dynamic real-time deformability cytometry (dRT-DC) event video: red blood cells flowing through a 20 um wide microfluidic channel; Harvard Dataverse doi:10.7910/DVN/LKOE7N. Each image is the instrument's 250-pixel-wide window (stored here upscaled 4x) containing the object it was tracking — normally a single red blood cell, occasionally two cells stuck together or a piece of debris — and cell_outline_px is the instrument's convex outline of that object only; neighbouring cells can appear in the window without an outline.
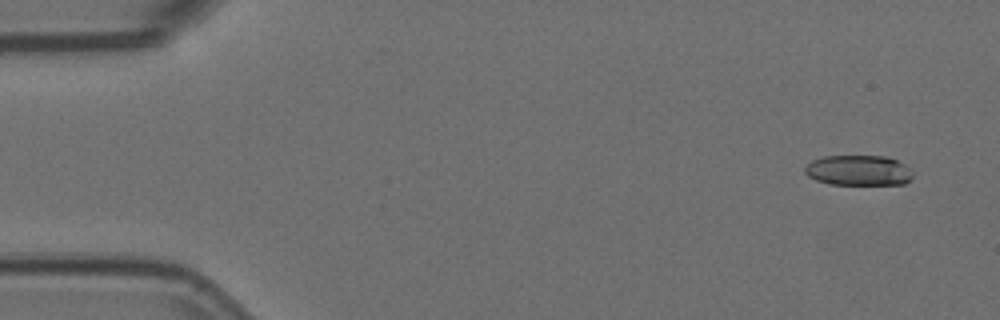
{"species": "Egyptian fruit bat (a non-hibernating species)", "species_latin": "Rousettus aegyptiacus", "temperature_condition": "room temperature", "stored_images_in_passage": 57, "camera_frame_rate_fps": 3000, "um_per_image_px": 0.085, "animal": {"sex": "female"}, "frame": {"image": 1, "passage_image": 4, "time_ms": 1.0, "image_size_px": [1000, 320], "cell_outline_px": [[912, 180], [904, 184], [828, 184], [816, 180], [808, 176], [804, 172], [804, 168], [812, 160], [824, 156], [884, 156], [896, 160], [904, 164], [912, 172]], "centroid_in_image_um": [72.96, 14.49], "position_along_channel_um": 12.0, "area_um2": 19.07}}
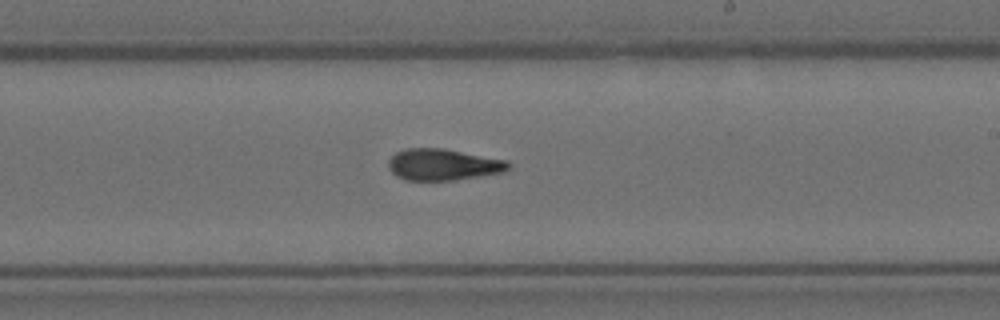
{"frame": {"image": 2, "passage_image": 34, "time_ms": 11.0, "image_size_px": [1000, 320], "cell_outline_px": [[508, 168], [504, 172], [452, 180], [404, 180], [396, 176], [388, 168], [388, 160], [396, 152], [408, 148], [444, 148], [508, 160]], "centroid_in_image_um": [37.63, 13.98], "position_along_channel_um": 251.4, "area_um2": 21.96}}
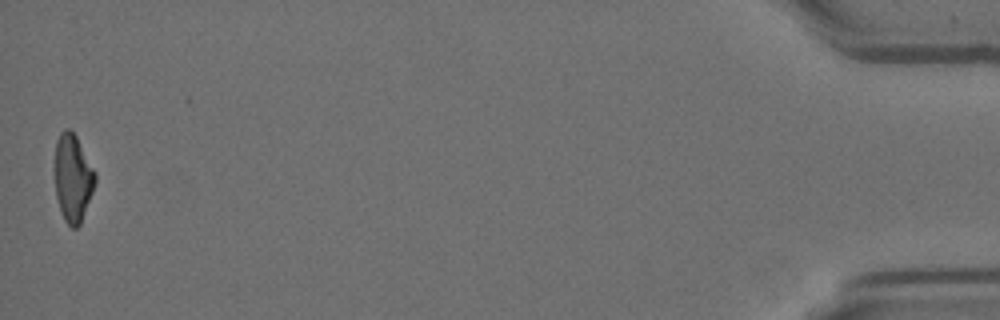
{"frame": {"image": 3, "passage_image": 57, "time_ms": 18.667, "image_size_px": [1000, 320], "cell_outline_px": [[96, 180], [92, 192], [80, 224], [76, 228], [72, 228], [64, 220], [56, 196], [56, 140], [60, 132], [64, 128], [68, 128], [76, 136], [96, 172]], "centroid_in_image_um": [6.2, 15.11], "position_along_channel_um": 429.0, "area_um2": 20.23}, "authors_computed_cell_mechanics": {"area_um2": 21.4438, "velocity_mm_per_s": 3.5866, "shape_relaxation_time_tau1_ms": null, "shape_relaxation_time_tau2_ms": 4.955, "deformation_change_tau1": null, "deformation_change_tau2": 0.1403}}